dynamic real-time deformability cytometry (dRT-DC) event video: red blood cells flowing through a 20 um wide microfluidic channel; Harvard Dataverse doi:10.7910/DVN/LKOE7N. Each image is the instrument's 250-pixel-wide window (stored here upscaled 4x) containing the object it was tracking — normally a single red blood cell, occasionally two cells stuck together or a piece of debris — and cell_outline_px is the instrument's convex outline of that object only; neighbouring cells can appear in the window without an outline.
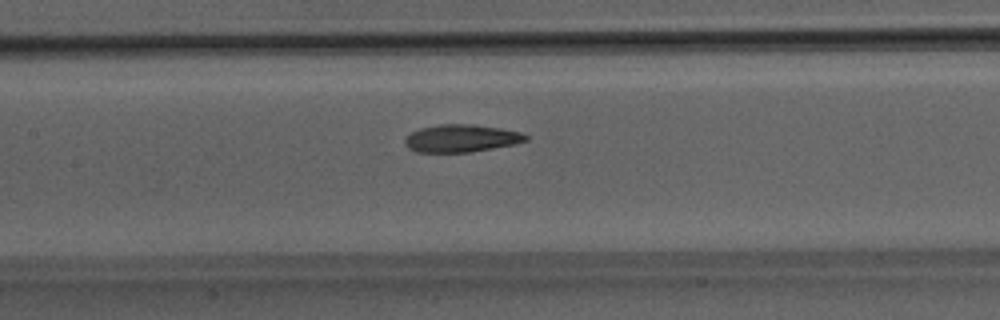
{"species": "Egyptian fruit bat (a non-hibernating species)", "species_latin": "Rousettus aegyptiacus", "temperature_condition": "room temperature", "stored_images_in_passage": 37, "camera_frame_rate_fps": 3000, "um_per_image_px": 0.085, "animal": {"sex": "male"}, "frame": {"image": 1, "passage_image": 10, "time_ms": 3.0, "image_size_px": [1000, 320], "cell_outline_px": [[528, 140], [512, 144], [472, 152], [416, 152], [408, 148], [404, 144], [404, 136], [420, 128], [440, 124], [476, 124], [500, 128], [520, 132], [528, 136]], "centroid_in_image_um": [39.16, 11.75], "position_along_channel_um": 168.2, "area_um2": 19.48}}
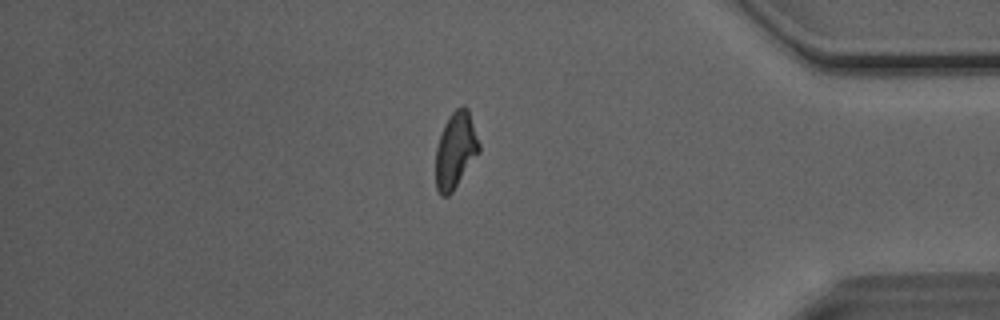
{"frame": {"image": 2, "passage_image": 29, "time_ms": 9.333, "image_size_px": [1000, 320], "cell_outline_px": [[480, 152], [452, 192], [448, 196], [440, 196], [436, 188], [436, 148], [444, 124], [448, 116], [460, 104], [464, 104], [468, 108], [480, 144]], "centroid_in_image_um": [38.73, 12.75], "position_along_channel_um": 396.5, "area_um2": 19.42}}
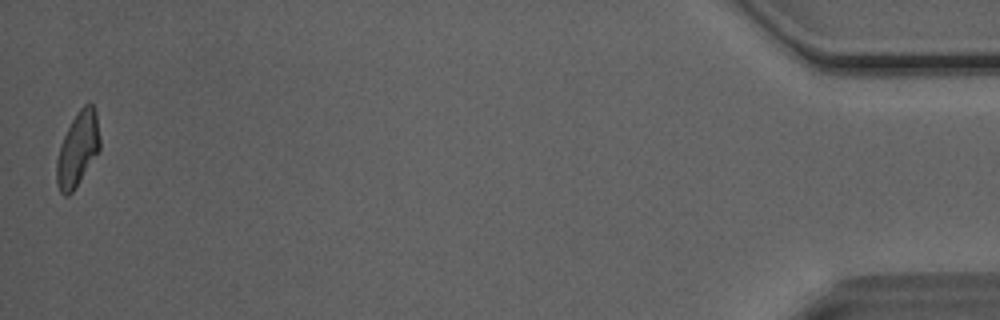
{"frame": {"image": 3, "passage_image": 36, "time_ms": 11.667, "image_size_px": [1000, 320], "cell_outline_px": [[100, 148], [80, 180], [72, 192], [68, 196], [64, 196], [60, 192], [56, 184], [56, 160], [60, 144], [76, 112], [84, 104], [92, 104], [96, 112], [100, 136]], "centroid_in_image_um": [6.59, 12.68], "position_along_channel_um": 428.6, "area_um2": 18.61}}